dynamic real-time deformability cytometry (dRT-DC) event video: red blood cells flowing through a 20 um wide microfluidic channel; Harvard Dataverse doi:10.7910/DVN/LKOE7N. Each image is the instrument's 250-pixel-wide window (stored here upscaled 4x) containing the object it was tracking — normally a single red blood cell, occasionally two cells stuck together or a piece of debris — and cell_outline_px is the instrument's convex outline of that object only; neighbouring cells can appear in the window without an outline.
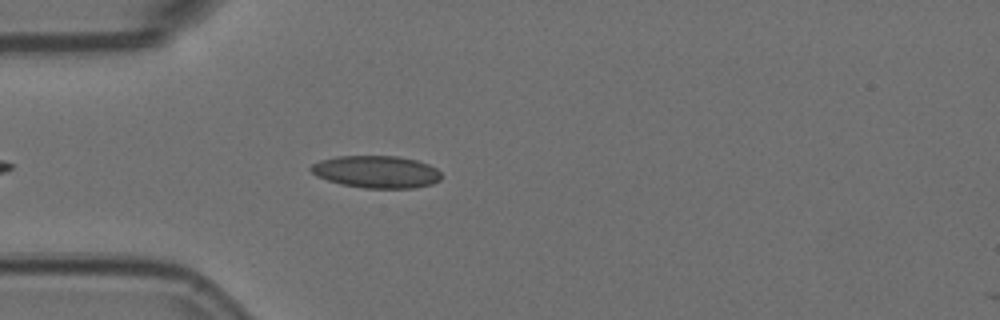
{"species": "Egyptian fruit bat (a non-hibernating species)", "species_latin": "Rousettus aegyptiacus", "temperature_condition": "room temperature", "stored_images_in_passage": 5, "camera_frame_rate_fps": 3000, "um_per_image_px": 0.085, "animal": {"sex": "female"}, "frame": {"image": 1, "passage_image": 4, "time_ms": 1.0, "image_size_px": [1000, 320], "cell_outline_px": [[440, 180], [432, 184], [412, 188], [364, 188], [340, 184], [316, 176], [308, 168], [312, 164], [320, 160], [336, 156], [396, 156], [416, 160], [428, 164], [436, 168], [440, 172]], "centroid_in_image_um": [31.97, 14.6], "position_along_channel_um": 53.0, "area_um2": 24.57}}